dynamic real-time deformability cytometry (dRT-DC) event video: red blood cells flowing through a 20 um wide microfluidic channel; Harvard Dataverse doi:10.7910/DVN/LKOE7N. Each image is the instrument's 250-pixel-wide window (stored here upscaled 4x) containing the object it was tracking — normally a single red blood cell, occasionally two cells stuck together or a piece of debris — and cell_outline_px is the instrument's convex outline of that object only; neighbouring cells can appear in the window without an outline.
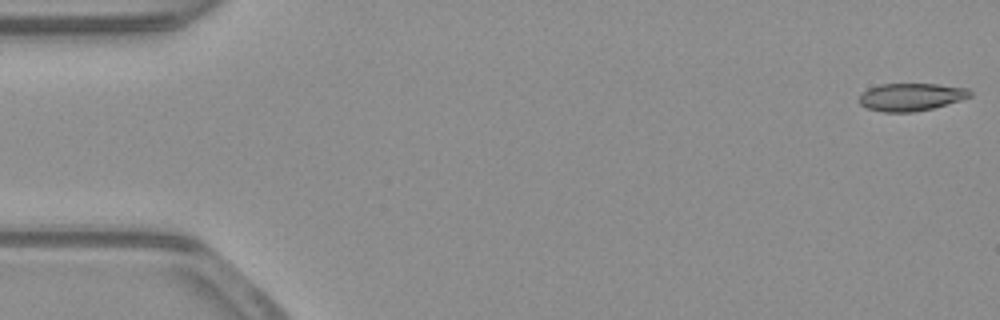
{"species": "common noctule bat (a hibernating species)", "species_latin": "Nyctalus noctula", "temperature_condition": "warm", "stored_images_in_passage": 53, "camera_frame_rate_fps": 3000, "um_per_image_px": 0.085, "animal": {"sex": "male", "body_mass_g": 23.1, "forearm_length_mm": 52.7}, "frame": {"image": 1, "passage_image": 1, "time_ms": 0.0, "image_size_px": [1000, 320], "cell_outline_px": [[972, 96], [960, 100], [932, 108], [912, 112], [884, 112], [868, 108], [860, 104], [860, 92], [868, 88], [880, 84], [936, 84], [968, 88], [972, 92]], "centroid_in_image_um": [77.43, 8.23], "position_along_channel_um": 7.6, "area_um2": 17.8}}
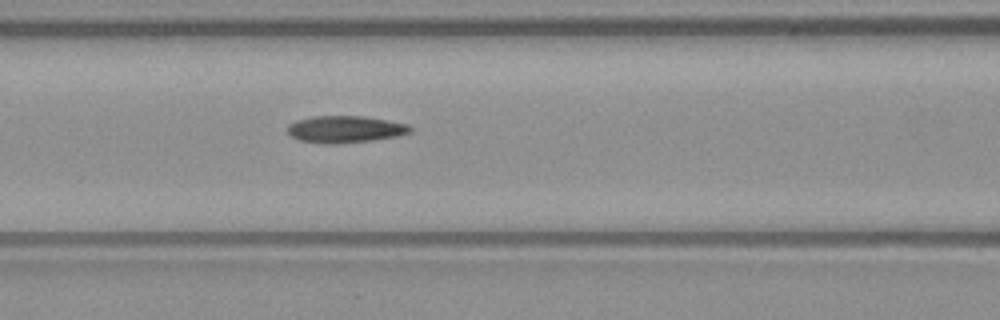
{"frame": {"image": 2, "passage_image": 22, "time_ms": 7.0, "image_size_px": [1000, 320], "cell_outline_px": [[412, 132], [396, 136], [372, 140], [332, 144], [300, 140], [292, 136], [288, 132], [288, 124], [296, 120], [312, 116], [364, 116], [388, 120], [408, 124], [412, 128]], "centroid_in_image_um": [29.35, 10.97], "position_along_channel_um": 137.2, "area_um2": 19.13}}
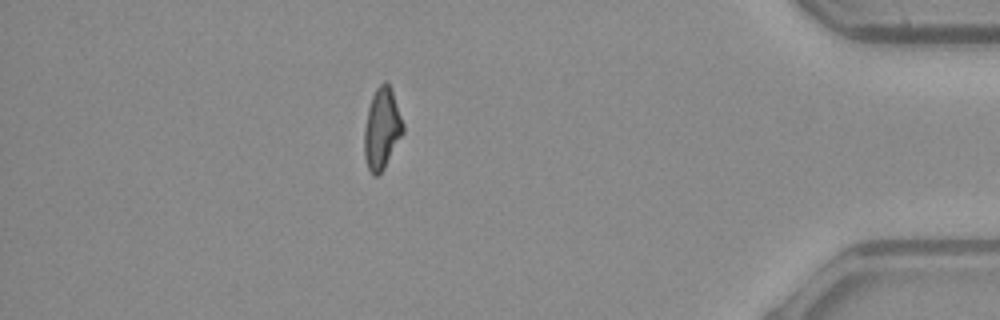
{"frame": {"image": 3, "passage_image": 46, "time_ms": 15.0, "image_size_px": [1000, 320], "cell_outline_px": [[404, 132], [384, 168], [376, 176], [372, 176], [368, 168], [364, 156], [364, 132], [368, 108], [372, 96], [376, 88], [384, 80], [388, 80], [404, 124]], "centroid_in_image_um": [32.46, 10.92], "position_along_channel_um": 402.7, "area_um2": 18.32}, "authors_computed_cell_mechanics": {"area_um2": 18.6694, "velocity_mm_per_s": 3.9244, "shape_relaxation_time_tau1_ms": null, "shape_relaxation_time_tau2_ms": 4.0376, "deformation_change_tau1": null, "deformation_change_tau2": 0.1353}}